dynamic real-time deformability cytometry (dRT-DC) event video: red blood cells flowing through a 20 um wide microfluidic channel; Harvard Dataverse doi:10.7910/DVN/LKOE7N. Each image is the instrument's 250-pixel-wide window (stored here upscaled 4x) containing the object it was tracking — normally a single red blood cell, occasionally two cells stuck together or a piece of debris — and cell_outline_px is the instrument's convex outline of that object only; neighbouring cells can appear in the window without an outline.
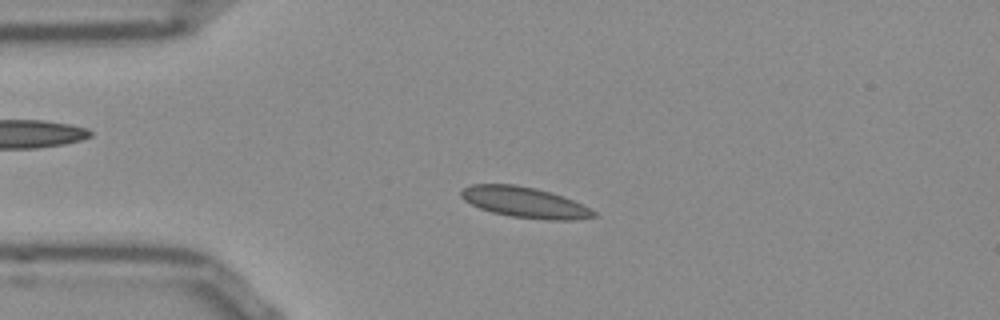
{"species": "Egyptian fruit bat (a non-hibernating species)", "species_latin": "Rousettus aegyptiacus", "temperature_condition": "room temperature", "stored_images_in_passage": 46, "camera_frame_rate_fps": 3000, "um_per_image_px": 0.085, "frame": {"image": 1, "passage_image": 6, "time_ms": 1.667, "image_size_px": [1000, 320], "cell_outline_px": [[596, 216], [568, 220], [548, 220], [512, 216], [492, 212], [480, 208], [464, 200], [460, 196], [460, 192], [464, 188], [472, 184], [516, 184], [536, 188], [572, 200], [596, 212]], "centroid_in_image_um": [44.55, 17.19], "position_along_channel_um": 40.5, "area_um2": 23.24}}
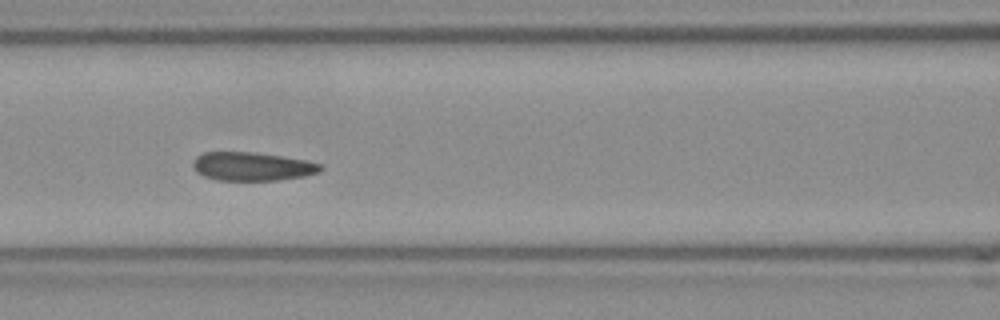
{"frame": {"image": 2, "passage_image": 16, "time_ms": 5.0, "image_size_px": [1000, 320], "cell_outline_px": [[324, 168], [320, 172], [304, 176], [276, 180], [216, 180], [204, 176], [196, 172], [192, 168], [192, 160], [196, 156], [204, 152], [252, 152], [280, 156], [304, 160], [320, 164]], "centroid_in_image_um": [21.38, 14.15], "position_along_channel_um": 145.2, "area_um2": 21.21}}
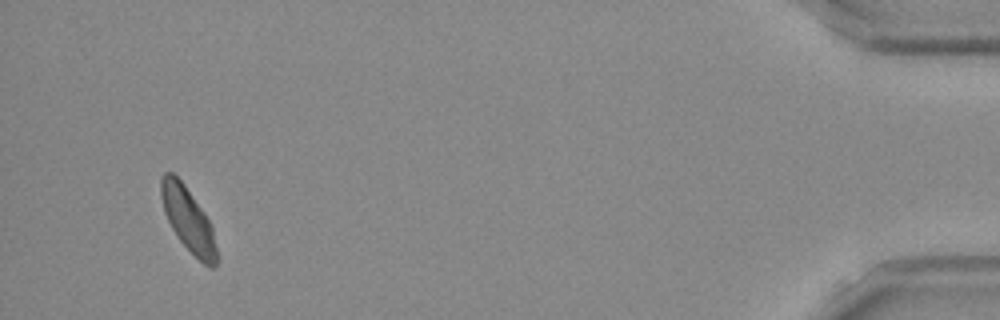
{"frame": {"image": 3, "passage_image": 44, "time_ms": 14.333, "image_size_px": [1000, 320], "cell_outline_px": [[216, 268], [212, 268], [204, 264], [176, 236], [164, 212], [160, 196], [160, 176], [164, 172], [172, 172], [184, 184], [204, 212], [212, 224], [216, 248]], "centroid_in_image_um": [15.97, 18.62], "position_along_channel_um": 419.2, "area_um2": 20.58}, "authors_computed_cell_mechanics": {"area_um2": 21.8484, "velocity_mm_per_s": 3.7993, "shape_relaxation_time_tau1_ms": 5.2901, "shape_relaxation_time_tau2_ms": 1.3276, "deformation_change_tau1": 0.0938, "deformation_change_tau2": 0.0453}}